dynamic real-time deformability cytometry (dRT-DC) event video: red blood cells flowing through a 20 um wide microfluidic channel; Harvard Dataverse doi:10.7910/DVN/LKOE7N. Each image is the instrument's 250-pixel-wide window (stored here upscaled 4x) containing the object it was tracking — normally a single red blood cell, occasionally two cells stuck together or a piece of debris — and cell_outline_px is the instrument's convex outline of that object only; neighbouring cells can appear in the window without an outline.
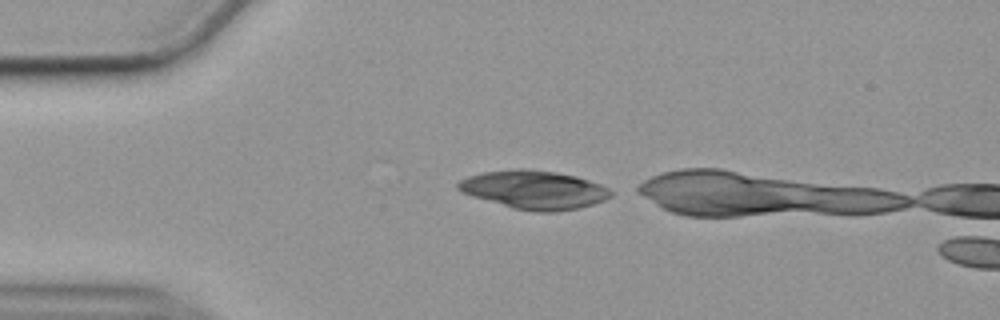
{"species": "common noctule bat (a hibernating species)", "species_latin": "Nyctalus noctula", "temperature_condition": "cold", "stored_images_in_passage": 4, "camera_frame_rate_fps": 3000, "um_per_image_px": 0.085, "animal": {"sex": "female", "body_mass_g": 19.9}, "frame": {"image": 1, "passage_image": 1, "time_ms": 0.0, "image_size_px": [1000, 320], "cell_outline_px": [[612, 196], [604, 200], [580, 208], [556, 212], [536, 212], [512, 208], [472, 196], [460, 192], [456, 188], [456, 184], [460, 180], [468, 176], [484, 172], [516, 168], [524, 168], [556, 172], [576, 176], [612, 188]], "centroid_in_image_um": [45.4, 16.13], "position_along_channel_um": 39.6, "area_um2": 34.51}}